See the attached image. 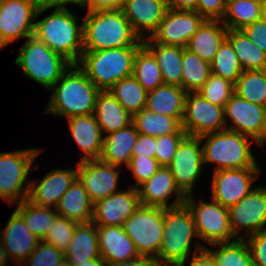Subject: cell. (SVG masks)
I'll use <instances>...</instances> for the list:
<instances>
[{
    "label": "cell",
    "mask_w": 266,
    "mask_h": 266,
    "mask_svg": "<svg viewBox=\"0 0 266 266\" xmlns=\"http://www.w3.org/2000/svg\"><path fill=\"white\" fill-rule=\"evenodd\" d=\"M121 8L87 12L83 20V51L142 46Z\"/></svg>",
    "instance_id": "1"
},
{
    "label": "cell",
    "mask_w": 266,
    "mask_h": 266,
    "mask_svg": "<svg viewBox=\"0 0 266 266\" xmlns=\"http://www.w3.org/2000/svg\"><path fill=\"white\" fill-rule=\"evenodd\" d=\"M49 90L54 93L49 97L48 108L43 114L66 118L93 114L100 92L77 64H72Z\"/></svg>",
    "instance_id": "2"
},
{
    "label": "cell",
    "mask_w": 266,
    "mask_h": 266,
    "mask_svg": "<svg viewBox=\"0 0 266 266\" xmlns=\"http://www.w3.org/2000/svg\"><path fill=\"white\" fill-rule=\"evenodd\" d=\"M50 15L35 22L34 36L50 50L77 64L83 52V23L65 5H54Z\"/></svg>",
    "instance_id": "3"
},
{
    "label": "cell",
    "mask_w": 266,
    "mask_h": 266,
    "mask_svg": "<svg viewBox=\"0 0 266 266\" xmlns=\"http://www.w3.org/2000/svg\"><path fill=\"white\" fill-rule=\"evenodd\" d=\"M140 47L83 51L77 65L100 91L109 90L122 78L133 74L134 57Z\"/></svg>",
    "instance_id": "4"
},
{
    "label": "cell",
    "mask_w": 266,
    "mask_h": 266,
    "mask_svg": "<svg viewBox=\"0 0 266 266\" xmlns=\"http://www.w3.org/2000/svg\"><path fill=\"white\" fill-rule=\"evenodd\" d=\"M195 236L194 218L185 204L164 209L163 241L154 259L159 266H184Z\"/></svg>",
    "instance_id": "5"
},
{
    "label": "cell",
    "mask_w": 266,
    "mask_h": 266,
    "mask_svg": "<svg viewBox=\"0 0 266 266\" xmlns=\"http://www.w3.org/2000/svg\"><path fill=\"white\" fill-rule=\"evenodd\" d=\"M203 144L204 163H217L214 171L259 168L250 149L249 136L227 129L199 136Z\"/></svg>",
    "instance_id": "6"
},
{
    "label": "cell",
    "mask_w": 266,
    "mask_h": 266,
    "mask_svg": "<svg viewBox=\"0 0 266 266\" xmlns=\"http://www.w3.org/2000/svg\"><path fill=\"white\" fill-rule=\"evenodd\" d=\"M15 64L33 81L50 89L72 66L64 56L50 50L34 35L28 37L20 48Z\"/></svg>",
    "instance_id": "7"
},
{
    "label": "cell",
    "mask_w": 266,
    "mask_h": 266,
    "mask_svg": "<svg viewBox=\"0 0 266 266\" xmlns=\"http://www.w3.org/2000/svg\"><path fill=\"white\" fill-rule=\"evenodd\" d=\"M40 151L39 148H30L0 153V198L9 204H19L28 199L31 180H26Z\"/></svg>",
    "instance_id": "8"
},
{
    "label": "cell",
    "mask_w": 266,
    "mask_h": 266,
    "mask_svg": "<svg viewBox=\"0 0 266 266\" xmlns=\"http://www.w3.org/2000/svg\"><path fill=\"white\" fill-rule=\"evenodd\" d=\"M53 7L34 0H0V47L33 36L37 17Z\"/></svg>",
    "instance_id": "9"
},
{
    "label": "cell",
    "mask_w": 266,
    "mask_h": 266,
    "mask_svg": "<svg viewBox=\"0 0 266 266\" xmlns=\"http://www.w3.org/2000/svg\"><path fill=\"white\" fill-rule=\"evenodd\" d=\"M122 227L139 255L154 259L163 241L164 208L141 205Z\"/></svg>",
    "instance_id": "10"
},
{
    "label": "cell",
    "mask_w": 266,
    "mask_h": 266,
    "mask_svg": "<svg viewBox=\"0 0 266 266\" xmlns=\"http://www.w3.org/2000/svg\"><path fill=\"white\" fill-rule=\"evenodd\" d=\"M211 201L207 203L200 199L199 202L193 194L186 195L184 204L192 213L198 237L210 245L236 240L230 227L228 208Z\"/></svg>",
    "instance_id": "11"
},
{
    "label": "cell",
    "mask_w": 266,
    "mask_h": 266,
    "mask_svg": "<svg viewBox=\"0 0 266 266\" xmlns=\"http://www.w3.org/2000/svg\"><path fill=\"white\" fill-rule=\"evenodd\" d=\"M183 130L189 136L218 132L225 129L224 107L212 104L197 92H188L185 98L181 121Z\"/></svg>",
    "instance_id": "12"
},
{
    "label": "cell",
    "mask_w": 266,
    "mask_h": 266,
    "mask_svg": "<svg viewBox=\"0 0 266 266\" xmlns=\"http://www.w3.org/2000/svg\"><path fill=\"white\" fill-rule=\"evenodd\" d=\"M232 233L236 239H245L266 230V186H257L237 204L228 208ZM244 229L243 236L239 232ZM247 234V235H246Z\"/></svg>",
    "instance_id": "13"
},
{
    "label": "cell",
    "mask_w": 266,
    "mask_h": 266,
    "mask_svg": "<svg viewBox=\"0 0 266 266\" xmlns=\"http://www.w3.org/2000/svg\"><path fill=\"white\" fill-rule=\"evenodd\" d=\"M203 144L199 137L187 135L179 144L172 162L167 166L176 185L185 195L192 194L194 183L200 177L203 161Z\"/></svg>",
    "instance_id": "14"
},
{
    "label": "cell",
    "mask_w": 266,
    "mask_h": 266,
    "mask_svg": "<svg viewBox=\"0 0 266 266\" xmlns=\"http://www.w3.org/2000/svg\"><path fill=\"white\" fill-rule=\"evenodd\" d=\"M260 168L223 169L215 171L212 181V200L226 208L237 204L254 188Z\"/></svg>",
    "instance_id": "15"
},
{
    "label": "cell",
    "mask_w": 266,
    "mask_h": 266,
    "mask_svg": "<svg viewBox=\"0 0 266 266\" xmlns=\"http://www.w3.org/2000/svg\"><path fill=\"white\" fill-rule=\"evenodd\" d=\"M204 20L197 11L169 8L150 39L154 43L185 48Z\"/></svg>",
    "instance_id": "16"
},
{
    "label": "cell",
    "mask_w": 266,
    "mask_h": 266,
    "mask_svg": "<svg viewBox=\"0 0 266 266\" xmlns=\"http://www.w3.org/2000/svg\"><path fill=\"white\" fill-rule=\"evenodd\" d=\"M77 179L84 186L93 204L118 192L120 170L100 159L78 161Z\"/></svg>",
    "instance_id": "17"
},
{
    "label": "cell",
    "mask_w": 266,
    "mask_h": 266,
    "mask_svg": "<svg viewBox=\"0 0 266 266\" xmlns=\"http://www.w3.org/2000/svg\"><path fill=\"white\" fill-rule=\"evenodd\" d=\"M225 129L251 137L257 142L262 135L266 121V107L256 105L233 94L224 107ZM232 120L227 127V118Z\"/></svg>",
    "instance_id": "18"
},
{
    "label": "cell",
    "mask_w": 266,
    "mask_h": 266,
    "mask_svg": "<svg viewBox=\"0 0 266 266\" xmlns=\"http://www.w3.org/2000/svg\"><path fill=\"white\" fill-rule=\"evenodd\" d=\"M140 206L136 188L120 189L93 205L92 222L96 226H122Z\"/></svg>",
    "instance_id": "19"
},
{
    "label": "cell",
    "mask_w": 266,
    "mask_h": 266,
    "mask_svg": "<svg viewBox=\"0 0 266 266\" xmlns=\"http://www.w3.org/2000/svg\"><path fill=\"white\" fill-rule=\"evenodd\" d=\"M136 189L140 203L144 206L167 209L180 206L186 200V195L176 185L170 169L165 166H161L149 180L143 182ZM174 193L176 194L174 201L168 204L170 196Z\"/></svg>",
    "instance_id": "20"
},
{
    "label": "cell",
    "mask_w": 266,
    "mask_h": 266,
    "mask_svg": "<svg viewBox=\"0 0 266 266\" xmlns=\"http://www.w3.org/2000/svg\"><path fill=\"white\" fill-rule=\"evenodd\" d=\"M168 9L166 0H124L121 7L133 32L141 40L150 38Z\"/></svg>",
    "instance_id": "21"
},
{
    "label": "cell",
    "mask_w": 266,
    "mask_h": 266,
    "mask_svg": "<svg viewBox=\"0 0 266 266\" xmlns=\"http://www.w3.org/2000/svg\"><path fill=\"white\" fill-rule=\"evenodd\" d=\"M77 179L76 169H55L42 180H31L28 200L41 207L56 208L59 200Z\"/></svg>",
    "instance_id": "22"
},
{
    "label": "cell",
    "mask_w": 266,
    "mask_h": 266,
    "mask_svg": "<svg viewBox=\"0 0 266 266\" xmlns=\"http://www.w3.org/2000/svg\"><path fill=\"white\" fill-rule=\"evenodd\" d=\"M0 238L10 260L16 261L18 266L30 256L41 241L27 228L23 217L16 210L11 214L4 231L0 233Z\"/></svg>",
    "instance_id": "23"
},
{
    "label": "cell",
    "mask_w": 266,
    "mask_h": 266,
    "mask_svg": "<svg viewBox=\"0 0 266 266\" xmlns=\"http://www.w3.org/2000/svg\"><path fill=\"white\" fill-rule=\"evenodd\" d=\"M100 257L108 264L134 259L139 255L133 240L122 226H97Z\"/></svg>",
    "instance_id": "24"
},
{
    "label": "cell",
    "mask_w": 266,
    "mask_h": 266,
    "mask_svg": "<svg viewBox=\"0 0 266 266\" xmlns=\"http://www.w3.org/2000/svg\"><path fill=\"white\" fill-rule=\"evenodd\" d=\"M69 129L79 148L85 153L80 161L99 159L102 155L104 134L93 114L67 118Z\"/></svg>",
    "instance_id": "25"
},
{
    "label": "cell",
    "mask_w": 266,
    "mask_h": 266,
    "mask_svg": "<svg viewBox=\"0 0 266 266\" xmlns=\"http://www.w3.org/2000/svg\"><path fill=\"white\" fill-rule=\"evenodd\" d=\"M227 32L228 29L221 20L205 19L185 48L202 60L211 63L220 45L226 39Z\"/></svg>",
    "instance_id": "26"
},
{
    "label": "cell",
    "mask_w": 266,
    "mask_h": 266,
    "mask_svg": "<svg viewBox=\"0 0 266 266\" xmlns=\"http://www.w3.org/2000/svg\"><path fill=\"white\" fill-rule=\"evenodd\" d=\"M138 135L131 122L126 127L104 136L102 155L99 159L117 167L125 163V167H128Z\"/></svg>",
    "instance_id": "27"
},
{
    "label": "cell",
    "mask_w": 266,
    "mask_h": 266,
    "mask_svg": "<svg viewBox=\"0 0 266 266\" xmlns=\"http://www.w3.org/2000/svg\"><path fill=\"white\" fill-rule=\"evenodd\" d=\"M187 92L180 86L162 84L147 94L145 109L182 121Z\"/></svg>",
    "instance_id": "28"
},
{
    "label": "cell",
    "mask_w": 266,
    "mask_h": 266,
    "mask_svg": "<svg viewBox=\"0 0 266 266\" xmlns=\"http://www.w3.org/2000/svg\"><path fill=\"white\" fill-rule=\"evenodd\" d=\"M93 115L105 136L132 122V116L109 90L100 91L97 94Z\"/></svg>",
    "instance_id": "29"
},
{
    "label": "cell",
    "mask_w": 266,
    "mask_h": 266,
    "mask_svg": "<svg viewBox=\"0 0 266 266\" xmlns=\"http://www.w3.org/2000/svg\"><path fill=\"white\" fill-rule=\"evenodd\" d=\"M64 257L71 265L84 264L93 258H101L97 226L93 222L79 223L76 226Z\"/></svg>",
    "instance_id": "30"
},
{
    "label": "cell",
    "mask_w": 266,
    "mask_h": 266,
    "mask_svg": "<svg viewBox=\"0 0 266 266\" xmlns=\"http://www.w3.org/2000/svg\"><path fill=\"white\" fill-rule=\"evenodd\" d=\"M143 45L154 55L164 84L181 87L183 47L154 43L150 38Z\"/></svg>",
    "instance_id": "31"
},
{
    "label": "cell",
    "mask_w": 266,
    "mask_h": 266,
    "mask_svg": "<svg viewBox=\"0 0 266 266\" xmlns=\"http://www.w3.org/2000/svg\"><path fill=\"white\" fill-rule=\"evenodd\" d=\"M93 203L84 186L76 179L59 200L56 212L77 223L92 222Z\"/></svg>",
    "instance_id": "32"
},
{
    "label": "cell",
    "mask_w": 266,
    "mask_h": 266,
    "mask_svg": "<svg viewBox=\"0 0 266 266\" xmlns=\"http://www.w3.org/2000/svg\"><path fill=\"white\" fill-rule=\"evenodd\" d=\"M231 43L243 71L266 70V54L242 30H228Z\"/></svg>",
    "instance_id": "33"
},
{
    "label": "cell",
    "mask_w": 266,
    "mask_h": 266,
    "mask_svg": "<svg viewBox=\"0 0 266 266\" xmlns=\"http://www.w3.org/2000/svg\"><path fill=\"white\" fill-rule=\"evenodd\" d=\"M132 123L139 134L154 137L172 133H186L177 118L153 113L146 109L133 115Z\"/></svg>",
    "instance_id": "34"
},
{
    "label": "cell",
    "mask_w": 266,
    "mask_h": 266,
    "mask_svg": "<svg viewBox=\"0 0 266 266\" xmlns=\"http://www.w3.org/2000/svg\"><path fill=\"white\" fill-rule=\"evenodd\" d=\"M181 87L188 92H197L208 80L211 64L184 48L182 57Z\"/></svg>",
    "instance_id": "35"
},
{
    "label": "cell",
    "mask_w": 266,
    "mask_h": 266,
    "mask_svg": "<svg viewBox=\"0 0 266 266\" xmlns=\"http://www.w3.org/2000/svg\"><path fill=\"white\" fill-rule=\"evenodd\" d=\"M109 91L131 116L145 109L148 92L133 75L122 78Z\"/></svg>",
    "instance_id": "36"
},
{
    "label": "cell",
    "mask_w": 266,
    "mask_h": 266,
    "mask_svg": "<svg viewBox=\"0 0 266 266\" xmlns=\"http://www.w3.org/2000/svg\"><path fill=\"white\" fill-rule=\"evenodd\" d=\"M132 75L147 92L164 84L154 55L144 45L135 54Z\"/></svg>",
    "instance_id": "37"
},
{
    "label": "cell",
    "mask_w": 266,
    "mask_h": 266,
    "mask_svg": "<svg viewBox=\"0 0 266 266\" xmlns=\"http://www.w3.org/2000/svg\"><path fill=\"white\" fill-rule=\"evenodd\" d=\"M234 94L246 101L266 107V70L242 71L234 83Z\"/></svg>",
    "instance_id": "38"
},
{
    "label": "cell",
    "mask_w": 266,
    "mask_h": 266,
    "mask_svg": "<svg viewBox=\"0 0 266 266\" xmlns=\"http://www.w3.org/2000/svg\"><path fill=\"white\" fill-rule=\"evenodd\" d=\"M15 210L23 217L27 228L40 240L46 236L57 214L51 207L35 205L28 199L17 204Z\"/></svg>",
    "instance_id": "39"
},
{
    "label": "cell",
    "mask_w": 266,
    "mask_h": 266,
    "mask_svg": "<svg viewBox=\"0 0 266 266\" xmlns=\"http://www.w3.org/2000/svg\"><path fill=\"white\" fill-rule=\"evenodd\" d=\"M262 4L263 0H246L229 3L226 6L221 22L228 30H241L243 27L261 19Z\"/></svg>",
    "instance_id": "40"
},
{
    "label": "cell",
    "mask_w": 266,
    "mask_h": 266,
    "mask_svg": "<svg viewBox=\"0 0 266 266\" xmlns=\"http://www.w3.org/2000/svg\"><path fill=\"white\" fill-rule=\"evenodd\" d=\"M220 247L211 250L205 249L212 255L216 266H253L251 254L245 239H236L231 242L212 244Z\"/></svg>",
    "instance_id": "41"
},
{
    "label": "cell",
    "mask_w": 266,
    "mask_h": 266,
    "mask_svg": "<svg viewBox=\"0 0 266 266\" xmlns=\"http://www.w3.org/2000/svg\"><path fill=\"white\" fill-rule=\"evenodd\" d=\"M211 64L212 74L235 83L242 74V67L231 43L225 39L220 45Z\"/></svg>",
    "instance_id": "42"
},
{
    "label": "cell",
    "mask_w": 266,
    "mask_h": 266,
    "mask_svg": "<svg viewBox=\"0 0 266 266\" xmlns=\"http://www.w3.org/2000/svg\"><path fill=\"white\" fill-rule=\"evenodd\" d=\"M78 224L79 223L69 220L65 216L57 213L55 215V220L49 228L43 241L55 246L58 250L65 253L72 241L74 231Z\"/></svg>",
    "instance_id": "43"
},
{
    "label": "cell",
    "mask_w": 266,
    "mask_h": 266,
    "mask_svg": "<svg viewBox=\"0 0 266 266\" xmlns=\"http://www.w3.org/2000/svg\"><path fill=\"white\" fill-rule=\"evenodd\" d=\"M197 93L212 104L225 107L227 101L234 94V83L211 74Z\"/></svg>",
    "instance_id": "44"
},
{
    "label": "cell",
    "mask_w": 266,
    "mask_h": 266,
    "mask_svg": "<svg viewBox=\"0 0 266 266\" xmlns=\"http://www.w3.org/2000/svg\"><path fill=\"white\" fill-rule=\"evenodd\" d=\"M64 258V253L61 250L41 240L21 266L25 264L26 266H58Z\"/></svg>",
    "instance_id": "45"
},
{
    "label": "cell",
    "mask_w": 266,
    "mask_h": 266,
    "mask_svg": "<svg viewBox=\"0 0 266 266\" xmlns=\"http://www.w3.org/2000/svg\"><path fill=\"white\" fill-rule=\"evenodd\" d=\"M187 133H172L156 137L155 159L161 166L167 167Z\"/></svg>",
    "instance_id": "46"
},
{
    "label": "cell",
    "mask_w": 266,
    "mask_h": 266,
    "mask_svg": "<svg viewBox=\"0 0 266 266\" xmlns=\"http://www.w3.org/2000/svg\"><path fill=\"white\" fill-rule=\"evenodd\" d=\"M160 167L161 165L155 158L132 156L127 168L132 171L136 182L135 186L130 187L138 188L143 182L149 180Z\"/></svg>",
    "instance_id": "47"
},
{
    "label": "cell",
    "mask_w": 266,
    "mask_h": 266,
    "mask_svg": "<svg viewBox=\"0 0 266 266\" xmlns=\"http://www.w3.org/2000/svg\"><path fill=\"white\" fill-rule=\"evenodd\" d=\"M245 238L253 266H266V230Z\"/></svg>",
    "instance_id": "48"
},
{
    "label": "cell",
    "mask_w": 266,
    "mask_h": 266,
    "mask_svg": "<svg viewBox=\"0 0 266 266\" xmlns=\"http://www.w3.org/2000/svg\"><path fill=\"white\" fill-rule=\"evenodd\" d=\"M226 6L223 0H198L197 11L204 19L221 20Z\"/></svg>",
    "instance_id": "49"
},
{
    "label": "cell",
    "mask_w": 266,
    "mask_h": 266,
    "mask_svg": "<svg viewBox=\"0 0 266 266\" xmlns=\"http://www.w3.org/2000/svg\"><path fill=\"white\" fill-rule=\"evenodd\" d=\"M266 54V23L261 19L241 29Z\"/></svg>",
    "instance_id": "50"
},
{
    "label": "cell",
    "mask_w": 266,
    "mask_h": 266,
    "mask_svg": "<svg viewBox=\"0 0 266 266\" xmlns=\"http://www.w3.org/2000/svg\"><path fill=\"white\" fill-rule=\"evenodd\" d=\"M156 137L139 134L132 156L155 158Z\"/></svg>",
    "instance_id": "51"
},
{
    "label": "cell",
    "mask_w": 266,
    "mask_h": 266,
    "mask_svg": "<svg viewBox=\"0 0 266 266\" xmlns=\"http://www.w3.org/2000/svg\"><path fill=\"white\" fill-rule=\"evenodd\" d=\"M124 0H85L80 6L87 12L121 8Z\"/></svg>",
    "instance_id": "52"
},
{
    "label": "cell",
    "mask_w": 266,
    "mask_h": 266,
    "mask_svg": "<svg viewBox=\"0 0 266 266\" xmlns=\"http://www.w3.org/2000/svg\"><path fill=\"white\" fill-rule=\"evenodd\" d=\"M190 266H216L212 255L205 249V245L196 243Z\"/></svg>",
    "instance_id": "53"
},
{
    "label": "cell",
    "mask_w": 266,
    "mask_h": 266,
    "mask_svg": "<svg viewBox=\"0 0 266 266\" xmlns=\"http://www.w3.org/2000/svg\"><path fill=\"white\" fill-rule=\"evenodd\" d=\"M107 266H159V264L151 257L140 255L131 260L108 263Z\"/></svg>",
    "instance_id": "54"
},
{
    "label": "cell",
    "mask_w": 266,
    "mask_h": 266,
    "mask_svg": "<svg viewBox=\"0 0 266 266\" xmlns=\"http://www.w3.org/2000/svg\"><path fill=\"white\" fill-rule=\"evenodd\" d=\"M168 8L176 10H191L197 9L198 0H166Z\"/></svg>",
    "instance_id": "55"
},
{
    "label": "cell",
    "mask_w": 266,
    "mask_h": 266,
    "mask_svg": "<svg viewBox=\"0 0 266 266\" xmlns=\"http://www.w3.org/2000/svg\"><path fill=\"white\" fill-rule=\"evenodd\" d=\"M10 262V258L6 248L0 238V266H6Z\"/></svg>",
    "instance_id": "56"
},
{
    "label": "cell",
    "mask_w": 266,
    "mask_h": 266,
    "mask_svg": "<svg viewBox=\"0 0 266 266\" xmlns=\"http://www.w3.org/2000/svg\"><path fill=\"white\" fill-rule=\"evenodd\" d=\"M72 266H107V263L102 258H93L88 260V263Z\"/></svg>",
    "instance_id": "57"
},
{
    "label": "cell",
    "mask_w": 266,
    "mask_h": 266,
    "mask_svg": "<svg viewBox=\"0 0 266 266\" xmlns=\"http://www.w3.org/2000/svg\"><path fill=\"white\" fill-rule=\"evenodd\" d=\"M265 142H266V121H265V124H264V129H263L261 138L256 143H258L259 146L263 147Z\"/></svg>",
    "instance_id": "58"
},
{
    "label": "cell",
    "mask_w": 266,
    "mask_h": 266,
    "mask_svg": "<svg viewBox=\"0 0 266 266\" xmlns=\"http://www.w3.org/2000/svg\"><path fill=\"white\" fill-rule=\"evenodd\" d=\"M45 3H51L53 5H65L68 4V0H43Z\"/></svg>",
    "instance_id": "59"
},
{
    "label": "cell",
    "mask_w": 266,
    "mask_h": 266,
    "mask_svg": "<svg viewBox=\"0 0 266 266\" xmlns=\"http://www.w3.org/2000/svg\"><path fill=\"white\" fill-rule=\"evenodd\" d=\"M261 20L266 23V3L264 1L261 8Z\"/></svg>",
    "instance_id": "60"
},
{
    "label": "cell",
    "mask_w": 266,
    "mask_h": 266,
    "mask_svg": "<svg viewBox=\"0 0 266 266\" xmlns=\"http://www.w3.org/2000/svg\"><path fill=\"white\" fill-rule=\"evenodd\" d=\"M58 266H72L65 258L58 264Z\"/></svg>",
    "instance_id": "61"
},
{
    "label": "cell",
    "mask_w": 266,
    "mask_h": 266,
    "mask_svg": "<svg viewBox=\"0 0 266 266\" xmlns=\"http://www.w3.org/2000/svg\"><path fill=\"white\" fill-rule=\"evenodd\" d=\"M85 0H68V3H73L77 5H81Z\"/></svg>",
    "instance_id": "62"
},
{
    "label": "cell",
    "mask_w": 266,
    "mask_h": 266,
    "mask_svg": "<svg viewBox=\"0 0 266 266\" xmlns=\"http://www.w3.org/2000/svg\"><path fill=\"white\" fill-rule=\"evenodd\" d=\"M224 3H225V6H227L229 3H234V2H237V1H246V0H223Z\"/></svg>",
    "instance_id": "63"
},
{
    "label": "cell",
    "mask_w": 266,
    "mask_h": 266,
    "mask_svg": "<svg viewBox=\"0 0 266 266\" xmlns=\"http://www.w3.org/2000/svg\"><path fill=\"white\" fill-rule=\"evenodd\" d=\"M34 1H36L39 5L45 3L43 0H34Z\"/></svg>",
    "instance_id": "64"
}]
</instances>
